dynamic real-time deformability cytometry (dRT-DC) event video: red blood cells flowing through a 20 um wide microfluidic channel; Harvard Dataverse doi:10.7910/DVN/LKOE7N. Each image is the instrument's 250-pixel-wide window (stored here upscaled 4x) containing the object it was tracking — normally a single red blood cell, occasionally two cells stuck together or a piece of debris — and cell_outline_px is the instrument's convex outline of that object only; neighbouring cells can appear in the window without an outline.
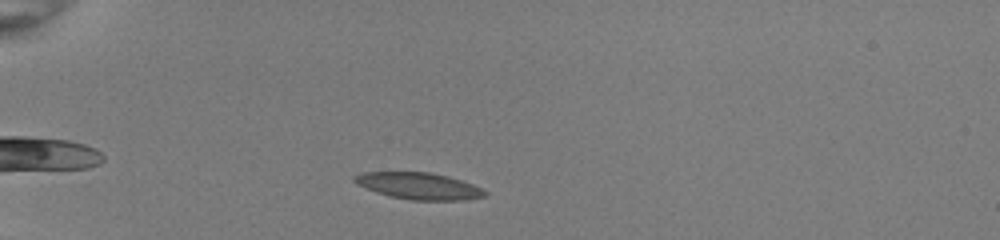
{"species": "common noctule bat (a hibernating species)", "species_latin": "Nyctalus noctula", "temperature_condition": "room temperature", "stored_images_in_passage": 43, "camera_frame_rate_fps": 3000, "um_per_image_px": 0.085, "animal": {"sex": "female", "body_mass_g": 22.0, "forearm_length_mm": 56.7}, "frame": {"image": 1, "passage_image": 6, "time_ms": 1.667, "image_size_px": [1000, 240], "cell_outline_px": [[488, 192], [484, 196], [468, 200], [412, 200], [388, 196], [376, 192], [356, 184], [352, 180], [352, 176], [364, 172], [432, 172], [448, 176], [472, 184]], "centroid_in_image_um": [35.57, 15.8], "position_along_channel_um": 49.4, "area_um2": 20.35}}
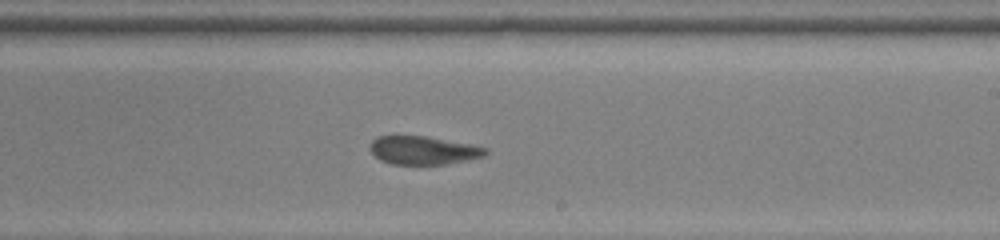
{"frame": {"image": 2, "passage_image": 24, "time_ms": 7.667, "image_size_px": [1000, 240], "cell_outline_px": [[488, 152], [484, 156], [468, 160], [448, 164], [392, 164], [380, 160], [368, 148], [372, 140], [376, 136], [424, 136], [472, 144], [488, 148]], "centroid_in_image_um": [35.99, 12.78], "position_along_channel_um": 253.0, "area_um2": 19.13}}
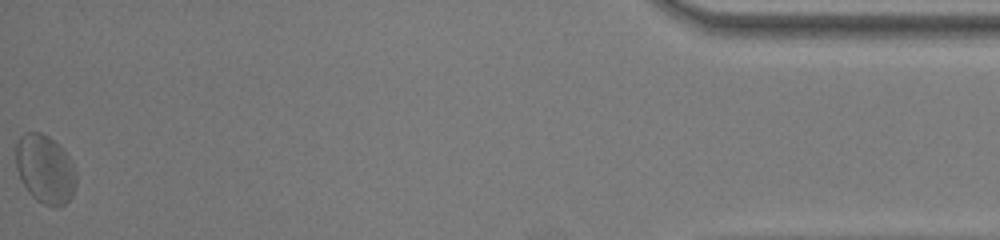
{"frame": {"image": 3, "passage_image": 43, "time_ms": 14.0, "image_size_px": [1000, 240], "cell_outline_px": [[76, 184], [72, 196], [64, 204], [56, 208], [52, 208], [36, 200], [28, 192], [20, 180], [16, 168], [16, 144], [20, 136], [24, 132], [40, 132], [48, 136], [60, 144], [64, 148], [76, 172]], "centroid_in_image_um": [3.83, 14.38], "position_along_channel_um": 431.4, "area_um2": 24.51}, "authors_computed_cell_mechanics": {"area_um2": 20.4612, "velocity_mm_per_s": 3.9582, "shape_relaxation_time_tau1_ms": null, "shape_relaxation_time_tau2_ms": 1.4794, "deformation_change_tau1": null, "deformation_change_tau2": 0.0601}}